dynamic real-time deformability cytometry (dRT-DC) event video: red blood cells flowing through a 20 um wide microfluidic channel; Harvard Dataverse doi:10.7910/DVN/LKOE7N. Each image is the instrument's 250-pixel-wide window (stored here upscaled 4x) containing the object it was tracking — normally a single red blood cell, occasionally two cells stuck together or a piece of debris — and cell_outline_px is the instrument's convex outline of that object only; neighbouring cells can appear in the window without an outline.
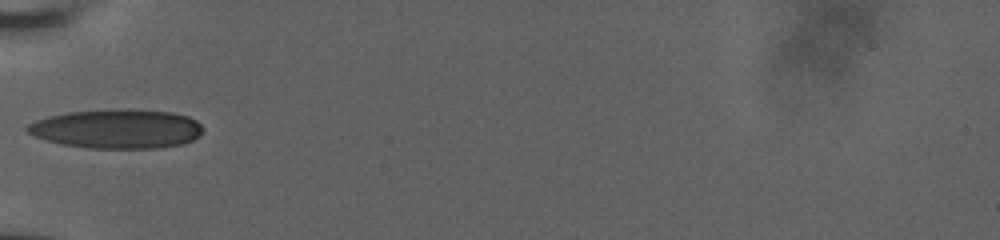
{"species": "human", "species_latin": "Homo sapiens", "temperature_condition": "room temperature", "stored_images_in_passage": 8, "camera_frame_rate_fps": 3000, "um_per_image_px": 0.085, "donor": {"sex": "male"}, "frame": {"image": 1, "passage_image": 1, "time_ms": 0.0, "image_size_px": [1000, 240], "cell_outline_px": [[204, 128], [200, 136], [192, 140], [180, 144], [156, 148], [88, 148], [64, 144], [48, 140], [36, 136], [28, 132], [24, 128], [28, 124], [36, 120], [48, 116], [68, 112], [172, 112], [188, 116], [196, 120]], "centroid_in_image_um": [9.95, 11.0], "position_along_channel_um": 75.0, "area_um2": 38.61}}
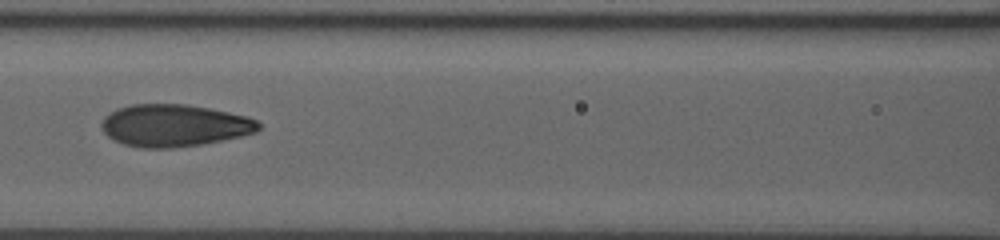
{"frame": {"image": 2, "passage_image": 5, "time_ms": 2.0, "image_size_px": [1000, 240], "cell_outline_px": [[260, 128], [256, 132], [240, 136], [200, 144], [172, 148], [140, 148], [124, 144], [108, 136], [104, 132], [100, 124], [104, 116], [116, 108], [132, 104], [188, 104], [248, 116], [256, 120], [260, 124]], "centroid_in_image_um": [14.79, 10.65], "position_along_channel_um": 151.8, "area_um2": 38.55}}
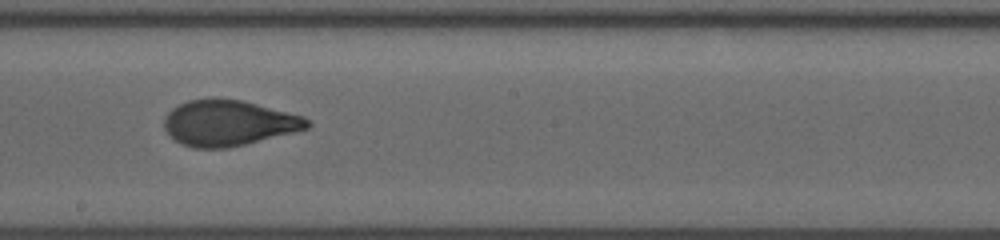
{"frame": {"image": 3, "passage_image": 7, "time_ms": 4.0, "image_size_px": [1000, 240], "cell_outline_px": [[312, 124], [308, 128], [296, 132], [228, 148], [192, 148], [180, 144], [164, 128], [164, 116], [172, 108], [188, 100], [212, 96], [244, 100], [304, 116], [312, 120]], "centroid_in_image_um": [19.45, 10.43], "position_along_channel_um": 228.8, "area_um2": 38.78}}